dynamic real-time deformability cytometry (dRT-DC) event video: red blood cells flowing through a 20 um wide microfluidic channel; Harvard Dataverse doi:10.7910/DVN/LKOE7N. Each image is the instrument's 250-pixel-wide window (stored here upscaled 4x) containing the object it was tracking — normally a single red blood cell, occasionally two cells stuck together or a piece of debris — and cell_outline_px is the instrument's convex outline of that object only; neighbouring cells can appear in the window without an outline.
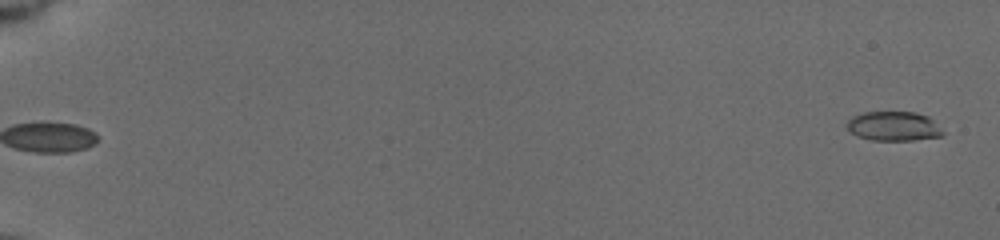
{"species": "common noctule bat (a hibernating species)", "species_latin": "Nyctalus noctula", "temperature_condition": "cold", "stored_images_in_passage": 57, "camera_frame_rate_fps": 3000, "um_per_image_px": 0.085, "animal": {"sex": "female", "body_mass_g": 19.5, "forearm_length_mm": 54.1}, "frame": {"image": 1, "passage_image": 1, "time_ms": 0.0, "image_size_px": [1000, 240], "cell_outline_px": [[944, 136], [912, 140], [872, 140], [856, 136], [848, 128], [848, 120], [852, 116], [864, 112], [912, 112], [928, 116], [944, 132]], "centroid_in_image_um": [75.96, 10.73], "position_along_channel_um": 9.0, "area_um2": 16.3}}
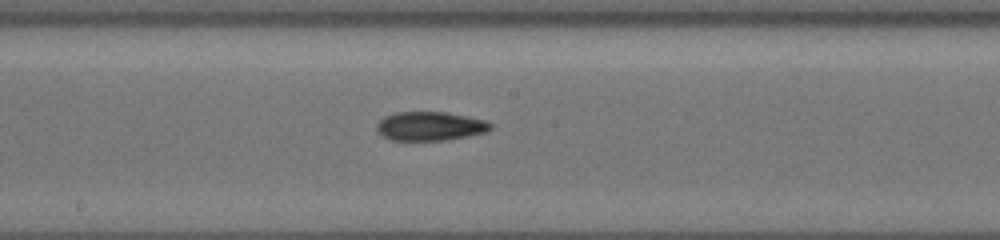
{"frame": {"image": 2, "passage_image": 33, "time_ms": 10.667, "image_size_px": [1000, 240], "cell_outline_px": [[492, 128], [488, 132], [444, 140], [392, 140], [384, 136], [376, 128], [376, 124], [384, 116], [396, 112], [444, 112], [484, 120], [492, 124]], "centroid_in_image_um": [36.55, 10.72], "position_along_channel_um": 211.7, "area_um2": 18.96}}
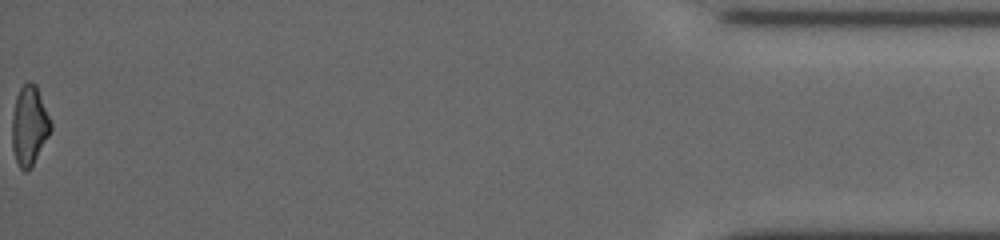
{"frame": {"image": 3, "passage_image": 57, "time_ms": 18.667, "image_size_px": [1000, 240], "cell_outline_px": [[52, 128], [48, 136], [28, 172], [24, 172], [20, 168], [16, 160], [12, 148], [12, 116], [16, 96], [20, 88], [28, 80], [32, 80], [36, 84], [52, 124]], "centroid_in_image_um": [2.48, 10.65], "position_along_channel_um": 432.7, "area_um2": 17.86}, "authors_computed_cell_mechanics": {"area_um2": 18.207, "velocity_mm_per_s": 3.7695, "shape_relaxation_time_tau1_ms": 5.8238, "shape_relaxation_time_tau2_ms": 3.3222, "deformation_change_tau1": 0.1663, "deformation_change_tau2": 0.106}}